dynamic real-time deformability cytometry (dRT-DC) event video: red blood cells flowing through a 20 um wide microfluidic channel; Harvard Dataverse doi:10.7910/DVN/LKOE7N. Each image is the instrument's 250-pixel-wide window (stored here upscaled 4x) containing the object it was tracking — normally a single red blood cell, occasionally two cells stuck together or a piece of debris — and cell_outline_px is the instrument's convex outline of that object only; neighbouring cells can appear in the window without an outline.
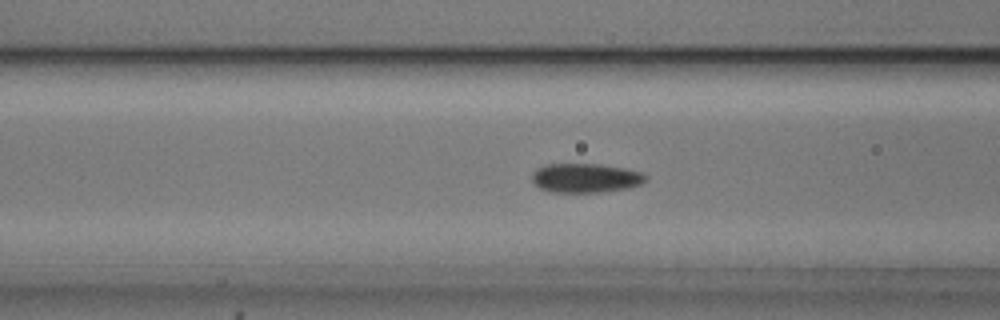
{"species": "common noctule bat (a hibernating species)", "species_latin": "Nyctalus noctula", "temperature_condition": "cold", "stored_images_in_passage": 53, "camera_frame_rate_fps": 3000, "um_per_image_px": 0.085, "animal": {"sex": "male", "body_mass_g": 20.5, "forearm_length_mm": 52.5}, "frame": {"image": 1, "passage_image": 20, "time_ms": 6.333, "image_size_px": [1000, 320], "cell_outline_px": [[648, 176], [640, 184], [628, 188], [600, 192], [552, 192], [540, 188], [532, 184], [532, 172], [536, 168], [544, 164], [600, 164], [624, 168], [640, 172]], "centroid_in_image_um": [49.71, 15.12], "position_along_channel_um": 116.9, "area_um2": 19.42}}
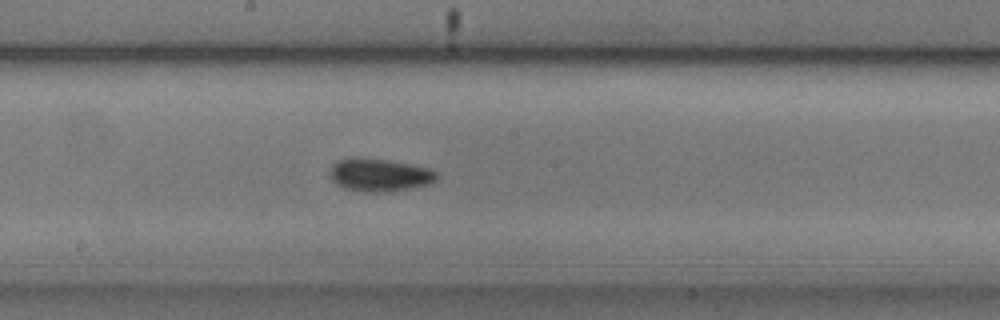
{"frame": {"image": 2, "passage_image": 28, "time_ms": 9.0, "image_size_px": [1000, 320], "cell_outline_px": [[440, 176], [436, 180], [428, 184], [408, 188], [384, 192], [364, 192], [344, 188], [336, 184], [332, 180], [332, 164], [336, 160], [352, 156], [356, 156], [388, 160], [412, 164], [428, 168], [436, 172]], "centroid_in_image_um": [32.24, 14.85], "position_along_channel_um": 216.0, "area_um2": 20.58}}
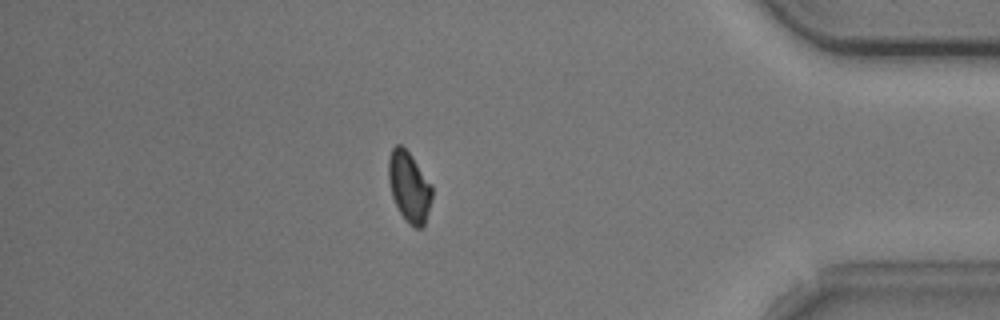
{"frame": {"image": 3, "passage_image": 46, "time_ms": 15.0, "image_size_px": [1000, 320], "cell_outline_px": [[432, 196], [428, 212], [424, 224], [420, 228], [416, 228], [408, 224], [400, 212], [392, 196], [388, 180], [388, 160], [392, 148], [396, 144], [400, 144], [412, 156], [432, 184]], "centroid_in_image_um": [34.77, 15.87], "position_along_channel_um": 400.4, "area_um2": 17.8}, "authors_computed_cell_mechanics": {"area_um2": 18.6116, "velocity_mm_per_s": 3.7012, "shape_relaxation_time_tau1_ms": 3.2481, "shape_relaxation_time_tau2_ms": null, "deformation_change_tau1": 0.0758, "deformation_change_tau2": null}}